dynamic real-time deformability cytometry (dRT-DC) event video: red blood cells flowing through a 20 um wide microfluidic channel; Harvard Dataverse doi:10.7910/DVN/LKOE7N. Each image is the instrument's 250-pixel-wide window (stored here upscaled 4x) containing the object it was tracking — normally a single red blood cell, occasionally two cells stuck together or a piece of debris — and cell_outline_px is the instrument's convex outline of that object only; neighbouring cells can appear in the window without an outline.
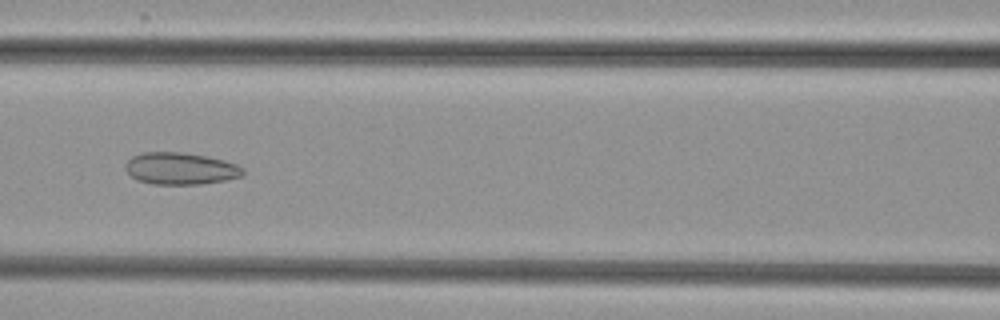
{"species": "common noctule bat (a hibernating species)", "species_latin": "Nyctalus noctula", "temperature_condition": "cold", "stored_images_in_passage": 3, "camera_frame_rate_fps": 3000, "um_per_image_px": 0.085, "animal": {"sex": "female", "body_mass_g": 29.2, "forearm_length_mm": 56.3}, "frame": {"image": 1, "passage_image": 3, "time_ms": 2.0, "image_size_px": [1000, 320], "cell_outline_px": [[244, 176], [224, 180], [200, 184], [152, 184], [136, 180], [124, 168], [124, 164], [132, 156], [144, 152], [180, 152], [208, 156], [224, 160], [236, 164], [244, 168]], "centroid_in_image_um": [15.34, 14.32], "position_along_channel_um": 151.3, "area_um2": 22.02}}